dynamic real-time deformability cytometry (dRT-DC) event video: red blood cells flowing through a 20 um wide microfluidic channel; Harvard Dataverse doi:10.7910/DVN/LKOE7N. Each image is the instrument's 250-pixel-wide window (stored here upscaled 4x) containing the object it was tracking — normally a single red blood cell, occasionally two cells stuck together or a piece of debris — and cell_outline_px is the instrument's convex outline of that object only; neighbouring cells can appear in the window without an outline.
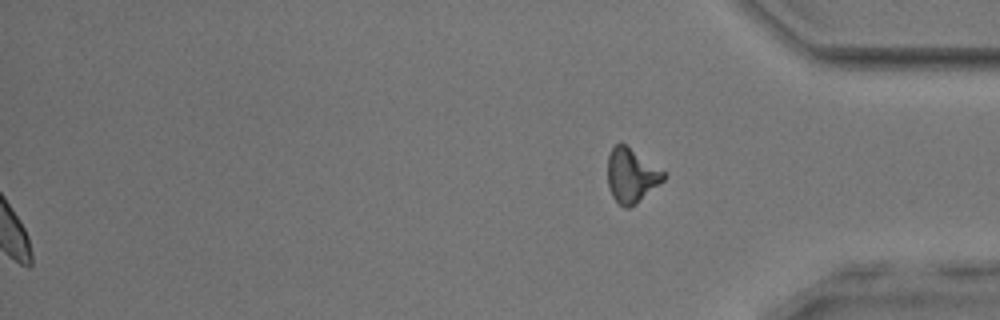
{"species": "common noctule bat (a hibernating species)", "species_latin": "Nyctalus noctula", "temperature_condition": "room temperature", "stored_images_in_passage": 49, "segment_of_instrument_passage": [2, 2], "camera_frame_rate_fps": 3000, "um_per_image_px": 0.085, "animal": {"sex": "male", "body_mass_g": 17.9, "forearm_length_mm": 54.2}, "frame": {"image": 1, "passage_image": 49, "time_ms": 16.0, "image_size_px": [1000, 320], "cell_outline_px": [[664, 180], [636, 204], [628, 208], [624, 208], [612, 196], [608, 184], [608, 156], [612, 148], [620, 140], [664, 172]], "centroid_in_image_um": [53.64, 14.91], "position_along_channel_um": 381.6, "area_um2": 17.46}}